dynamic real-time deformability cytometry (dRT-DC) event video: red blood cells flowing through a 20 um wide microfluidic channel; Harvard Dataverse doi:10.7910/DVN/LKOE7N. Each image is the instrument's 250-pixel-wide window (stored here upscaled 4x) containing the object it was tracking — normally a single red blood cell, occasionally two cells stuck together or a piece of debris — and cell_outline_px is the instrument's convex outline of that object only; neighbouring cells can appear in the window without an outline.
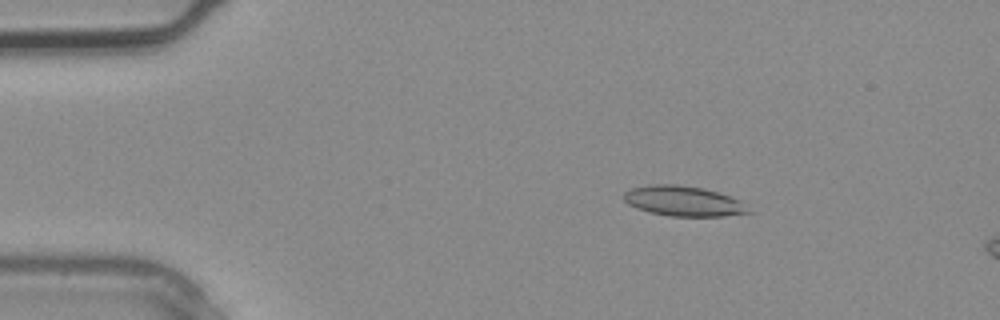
{"species": "common noctule bat (a hibernating species)", "species_latin": "Nyctalus noctula", "temperature_condition": "warm", "stored_images_in_passage": 3, "camera_frame_rate_fps": 3000, "um_per_image_px": 0.085, "animal": {"sex": "male", "body_mass_g": 20.4}, "frame": {"image": 1, "passage_image": 2, "time_ms": 0.333, "image_size_px": [1000, 320], "cell_outline_px": [[752, 212], [724, 216], [668, 216], [648, 212], [636, 208], [628, 204], [624, 200], [624, 192], [632, 188], [652, 184], [676, 184], [704, 188], [732, 196], [740, 200]], "centroid_in_image_um": [58.09, 17.09], "position_along_channel_um": 26.9, "area_um2": 22.02}}